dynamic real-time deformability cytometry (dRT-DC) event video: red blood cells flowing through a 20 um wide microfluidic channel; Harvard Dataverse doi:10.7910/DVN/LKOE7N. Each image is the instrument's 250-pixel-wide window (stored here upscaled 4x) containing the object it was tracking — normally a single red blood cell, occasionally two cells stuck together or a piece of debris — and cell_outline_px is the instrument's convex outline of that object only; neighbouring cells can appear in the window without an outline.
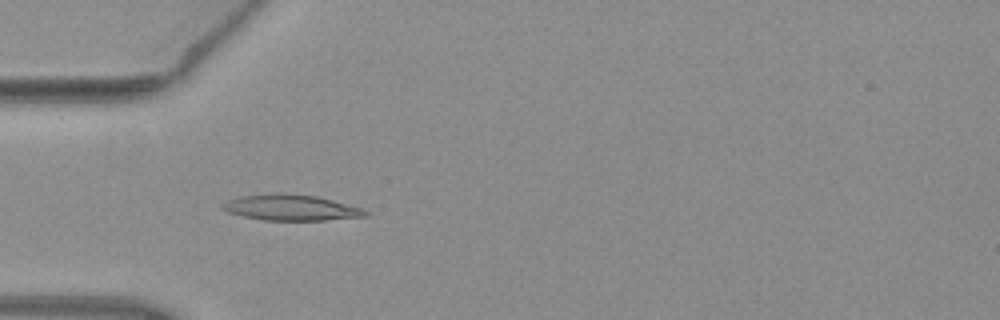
{"species": "common noctule bat (a hibernating species)", "species_latin": "Nyctalus noctula", "temperature_condition": "warm", "stored_images_in_passage": 4, "camera_frame_rate_fps": 3000, "um_per_image_px": 0.085, "animal": {"sex": "female", "body_mass_g": 19.3, "forearm_length_mm": 54.1}, "frame": {"image": 1, "passage_image": 4, "time_ms": 1.0, "image_size_px": [1000, 320], "cell_outline_px": [[368, 216], [324, 220], [260, 220], [228, 212], [220, 208], [220, 204], [228, 200], [240, 196], [276, 192], [284, 192], [316, 196], [364, 208], [368, 212]], "centroid_in_image_um": [24.71, 17.63], "position_along_channel_um": 60.3, "area_um2": 21.73}}